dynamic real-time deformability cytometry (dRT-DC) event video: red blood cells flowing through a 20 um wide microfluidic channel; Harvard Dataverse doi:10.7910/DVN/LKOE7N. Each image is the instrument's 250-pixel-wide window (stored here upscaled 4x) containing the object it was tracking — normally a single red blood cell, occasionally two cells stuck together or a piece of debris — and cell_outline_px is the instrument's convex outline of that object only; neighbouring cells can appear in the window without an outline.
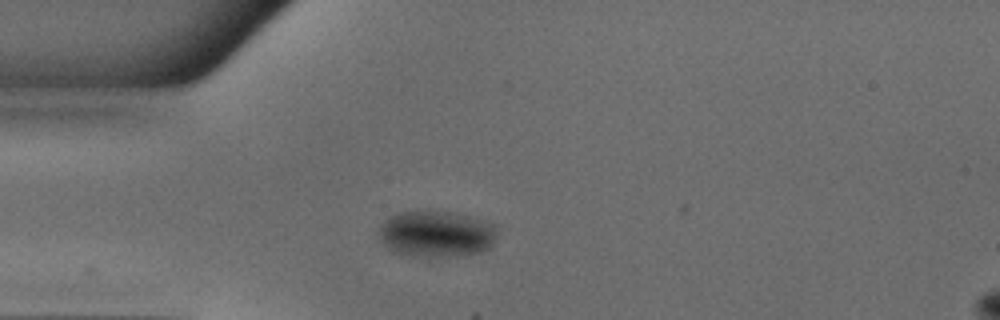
{"species": "common noctule bat (a hibernating species)", "species_latin": "Nyctalus noctula", "temperature_condition": "warm", "stored_images_in_passage": 38, "camera_frame_rate_fps": 3000, "um_per_image_px": 0.085, "animal": {"sex": "male", "body_mass_g": 18.8}, "frame": {"image": 1, "passage_image": 1, "time_ms": 0.0, "image_size_px": [1000, 320], "cell_outline_px": [[496, 236], [488, 248], [480, 252], [440, 256], [416, 256], [396, 252], [388, 248], [380, 240], [376, 232], [380, 224], [392, 216], [400, 212], [456, 212], [496, 224]], "centroid_in_image_um": [37.06, 19.87], "position_along_channel_um": 47.9, "area_um2": 31.5}}
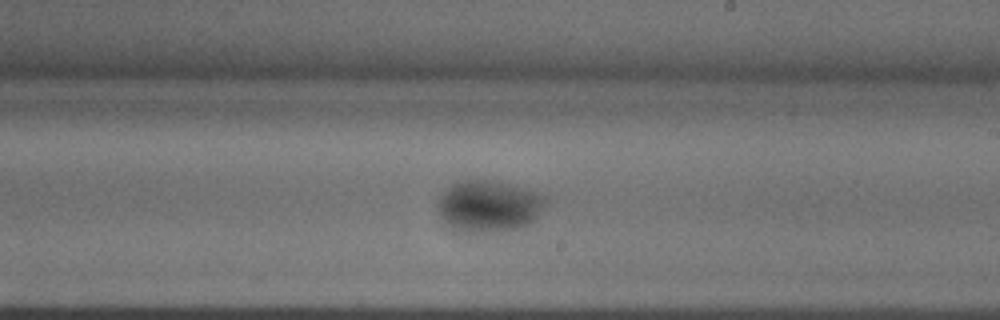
{"frame": {"image": 2, "passage_image": 17, "time_ms": 5.333, "image_size_px": [1000, 320], "cell_outline_px": [[548, 196], [544, 204], [536, 216], [528, 224], [516, 228], [472, 232], [464, 232], [452, 228], [440, 216], [436, 204], [440, 196], [452, 184], [464, 180], [484, 180], [516, 184]], "centroid_in_image_um": [41.53, 17.48], "position_along_channel_um": 247.5, "area_um2": 31.96}}
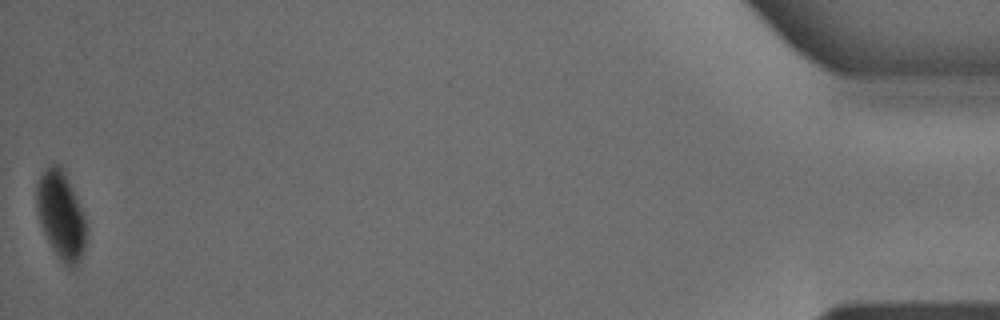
{"frame": {"image": 3, "passage_image": 38, "time_ms": 12.333, "image_size_px": [1000, 320], "cell_outline_px": [[88, 232], [84, 252], [76, 264], [72, 268], [68, 268], [60, 260], [52, 248], [40, 224], [36, 208], [36, 184], [44, 168], [48, 164], [60, 164], [64, 172], [84, 216], [88, 228]], "centroid_in_image_um": [5.18, 18.31], "position_along_channel_um": 430.0, "area_um2": 25.49}}